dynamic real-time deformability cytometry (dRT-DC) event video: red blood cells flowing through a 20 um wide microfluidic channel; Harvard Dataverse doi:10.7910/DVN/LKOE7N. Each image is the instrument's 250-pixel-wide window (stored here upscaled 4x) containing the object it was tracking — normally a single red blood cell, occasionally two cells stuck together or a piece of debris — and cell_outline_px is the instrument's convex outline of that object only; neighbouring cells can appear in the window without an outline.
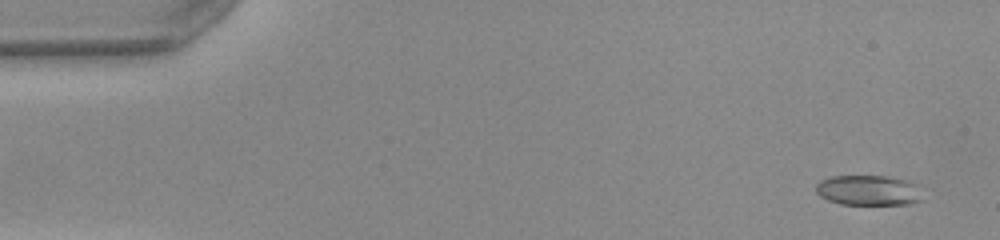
{"species": "common noctule bat (a hibernating species)", "species_latin": "Nyctalus noctula", "temperature_condition": "warm", "stored_images_in_passage": 51, "camera_frame_rate_fps": 3000, "um_per_image_px": 0.085, "animal": {"sex": "female", "body_mass_g": 22.0, "forearm_length_mm": 56.7}, "frame": {"image": 1, "passage_image": 3, "time_ms": 0.667, "image_size_px": [1000, 240], "cell_outline_px": [[924, 200], [912, 204], [840, 204], [828, 200], [820, 196], [816, 192], [816, 184], [820, 180], [832, 176], [888, 176], [908, 180], [920, 184]], "centroid_in_image_um": [73.9, 16.17], "position_along_channel_um": 11.1, "area_um2": 19.25}}
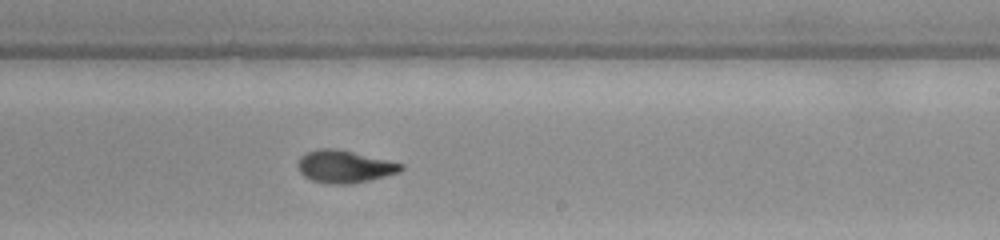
{"frame": {"image": 2, "passage_image": 31, "time_ms": 10.0, "image_size_px": [1000, 240], "cell_outline_px": [[404, 168], [396, 172], [384, 176], [352, 184], [328, 184], [312, 180], [304, 176], [300, 172], [296, 164], [300, 156], [308, 152], [320, 148], [336, 148], [388, 160], [404, 164]], "centroid_in_image_um": [29.23, 14.15], "position_along_channel_um": 259.8, "area_um2": 19.42}}
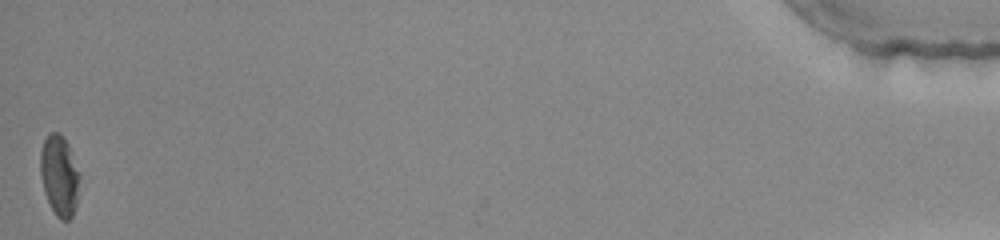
{"frame": {"image": 3, "passage_image": 51, "time_ms": 16.667, "image_size_px": [1000, 240], "cell_outline_px": [[80, 176], [76, 204], [72, 216], [68, 220], [60, 220], [56, 216], [44, 192], [40, 176], [40, 152], [44, 140], [48, 132], [60, 132], [68, 144], [80, 172]], "centroid_in_image_um": [5.04, 14.89], "position_along_channel_um": 430.2, "area_um2": 18.61}, "authors_computed_cell_mechanics": {"area_um2": 19.4208, "velocity_mm_per_s": 4.0348, "shape_relaxation_time_tau1_ms": null, "shape_relaxation_time_tau2_ms": 1.888, "deformation_change_tau1": null, "deformation_change_tau2": 0.0793}}